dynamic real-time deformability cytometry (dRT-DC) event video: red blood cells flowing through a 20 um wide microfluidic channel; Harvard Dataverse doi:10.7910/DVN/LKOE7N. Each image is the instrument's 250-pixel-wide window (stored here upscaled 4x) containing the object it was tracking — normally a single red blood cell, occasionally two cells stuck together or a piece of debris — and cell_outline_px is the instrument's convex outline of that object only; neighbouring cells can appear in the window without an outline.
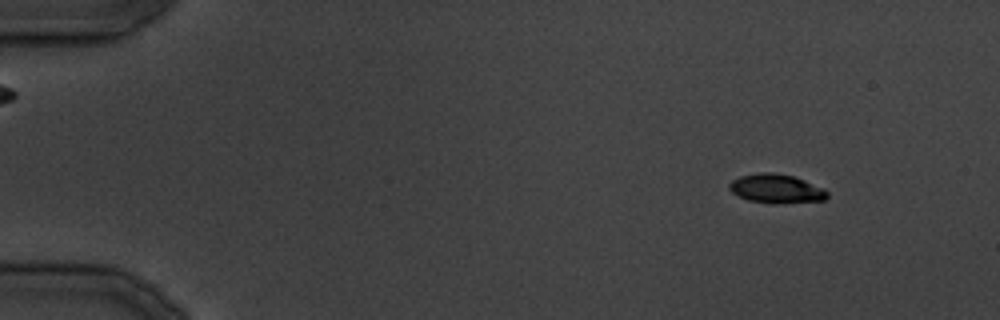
{"species": "common noctule bat (a hibernating species)", "species_latin": "Nyctalus noctula", "temperature_condition": "cold", "stored_images_in_passage": 13, "camera_frame_rate_fps": 3000, "um_per_image_px": 0.085, "animal": {"sex": "male", "body_mass_g": 19.5, "forearm_length_mm": 54.6}, "frame": {"image": 1, "passage_image": 3, "time_ms": 2.333, "image_size_px": [1000, 320], "cell_outline_px": [[828, 196], [824, 200], [776, 204], [772, 204], [748, 200], [732, 192], [728, 188], [728, 184], [732, 180], [740, 176], [760, 172], [772, 172], [792, 176], [804, 180], [824, 188], [828, 192]], "centroid_in_image_um": [65.98, 16.04], "position_along_channel_um": 19.0, "area_um2": 16.59}}
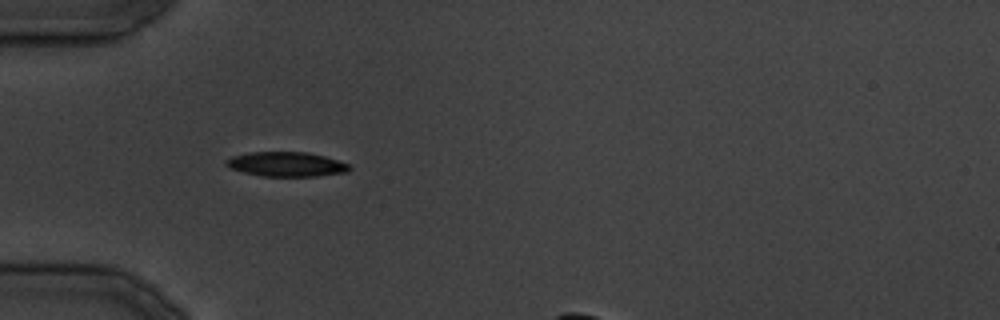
{"frame": {"image": 2, "passage_image": 10, "time_ms": 11.333, "image_size_px": [1000, 320], "cell_outline_px": [[352, 168], [348, 172], [316, 176], [260, 176], [228, 168], [224, 164], [224, 160], [232, 156], [248, 152], [308, 152], [324, 156], [348, 164]], "centroid_in_image_um": [24.29, 13.96], "position_along_channel_um": 60.7, "area_um2": 17.74}}